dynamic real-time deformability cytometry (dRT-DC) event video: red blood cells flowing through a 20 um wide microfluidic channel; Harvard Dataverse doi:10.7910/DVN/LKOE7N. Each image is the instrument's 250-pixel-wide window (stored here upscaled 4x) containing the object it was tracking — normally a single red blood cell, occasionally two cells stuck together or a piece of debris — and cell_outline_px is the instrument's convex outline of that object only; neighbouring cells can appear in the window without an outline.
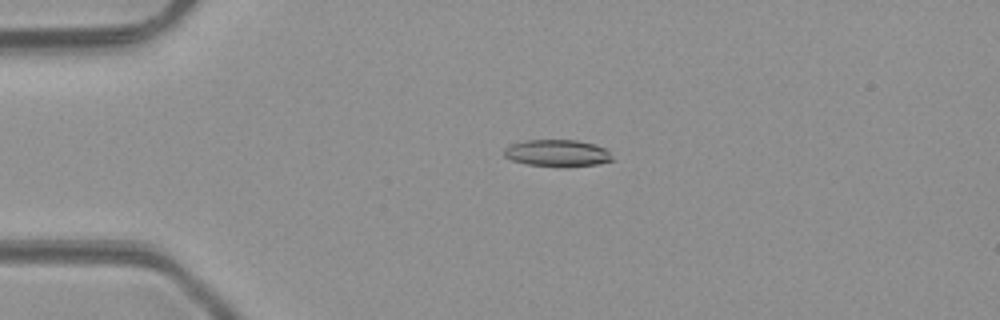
{"species": "common noctule bat (a hibernating species)", "species_latin": "Nyctalus noctula", "temperature_condition": "room temperature", "stored_images_in_passage": 6, "camera_frame_rate_fps": 3000, "um_per_image_px": 0.085, "animal": {"sex": "male", "body_mass_g": 23.1, "forearm_length_mm": 52.7}, "frame": {"image": 1, "passage_image": 4, "time_ms": 3.333, "image_size_px": [1000, 320], "cell_outline_px": [[616, 160], [596, 164], [528, 164], [512, 160], [504, 156], [504, 148], [512, 144], [524, 140], [576, 140], [596, 144], [604, 148]], "centroid_in_image_um": [47.37, 12.96], "position_along_channel_um": 37.6, "area_um2": 16.18}}
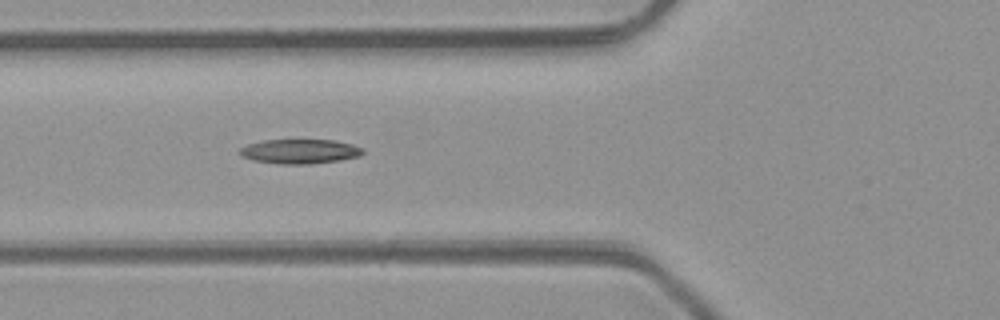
{"frame": {"image": 2, "passage_image": 6, "time_ms": 5.667, "image_size_px": [1000, 320], "cell_outline_px": [[364, 152], [360, 156], [340, 160], [308, 164], [280, 164], [252, 160], [244, 156], [240, 152], [240, 148], [248, 144], [264, 140], [336, 140], [352, 144], [364, 148]], "centroid_in_image_um": [25.53, 12.86], "position_along_channel_um": 100.3, "area_um2": 17.51}}